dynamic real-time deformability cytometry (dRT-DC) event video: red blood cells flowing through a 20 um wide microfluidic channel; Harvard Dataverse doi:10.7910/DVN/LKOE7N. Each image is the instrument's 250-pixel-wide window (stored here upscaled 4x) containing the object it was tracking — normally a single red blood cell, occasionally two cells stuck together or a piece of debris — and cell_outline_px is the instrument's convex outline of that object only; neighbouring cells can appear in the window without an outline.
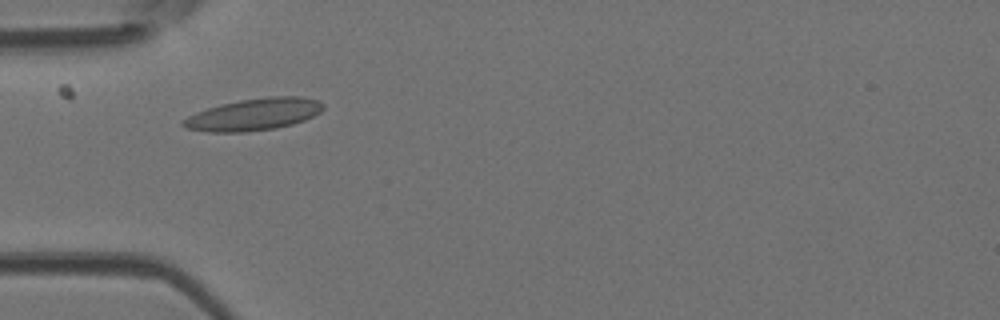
{"species": "Egyptian fruit bat (a non-hibernating species)", "species_latin": "Rousettus aegyptiacus", "temperature_condition": "room temperature", "stored_images_in_passage": 4, "camera_frame_rate_fps": 3000, "um_per_image_px": 0.085, "animal": {"sex": "female"}, "frame": {"image": 1, "passage_image": 1, "time_ms": 0.0, "image_size_px": [1000, 320], "cell_outline_px": [[324, 108], [320, 112], [304, 120], [292, 124], [276, 128], [248, 132], [208, 132], [188, 128], [180, 124], [180, 120], [196, 112], [220, 104], [240, 100], [268, 96], [300, 96], [316, 100], [324, 104]], "centroid_in_image_um": [21.56, 9.72], "position_along_channel_um": 63.4, "area_um2": 26.13}}
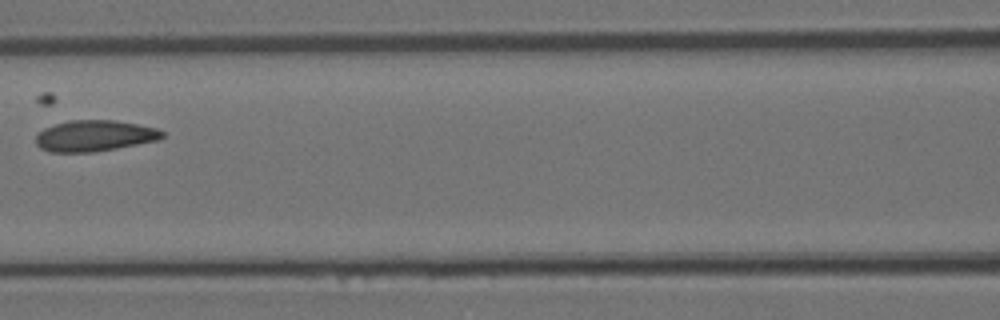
{"frame": {"image": 2, "passage_image": 3, "time_ms": 0.667, "image_size_px": [1000, 320], "cell_outline_px": [[164, 136], [160, 140], [116, 148], [92, 152], [48, 152], [40, 148], [36, 144], [36, 136], [44, 128], [68, 120], [116, 120], [156, 128], [164, 132]], "centroid_in_image_um": [8.03, 11.54], "position_along_channel_um": 158.6, "area_um2": 22.89}}
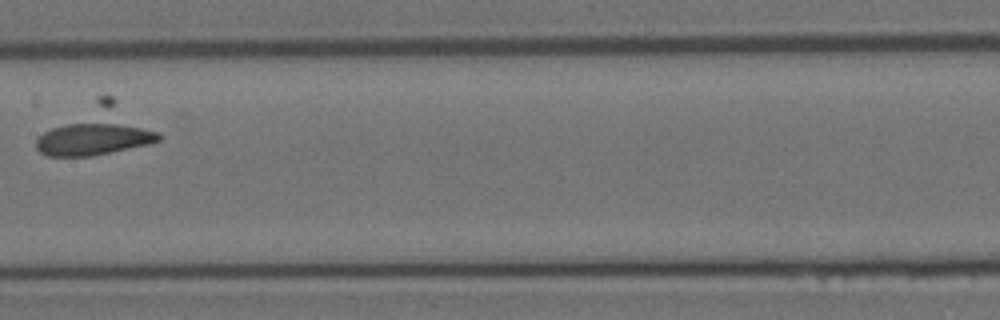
{"frame": {"image": 3, "passage_image": 4, "time_ms": 1.0, "image_size_px": [1000, 320], "cell_outline_px": [[160, 140], [148, 144], [92, 156], [48, 156], [40, 152], [36, 148], [36, 140], [44, 132], [52, 128], [68, 124], [100, 120], [108, 120], [160, 132]], "centroid_in_image_um": [7.93, 11.78], "position_along_channel_um": 199.5, "area_um2": 23.41}}